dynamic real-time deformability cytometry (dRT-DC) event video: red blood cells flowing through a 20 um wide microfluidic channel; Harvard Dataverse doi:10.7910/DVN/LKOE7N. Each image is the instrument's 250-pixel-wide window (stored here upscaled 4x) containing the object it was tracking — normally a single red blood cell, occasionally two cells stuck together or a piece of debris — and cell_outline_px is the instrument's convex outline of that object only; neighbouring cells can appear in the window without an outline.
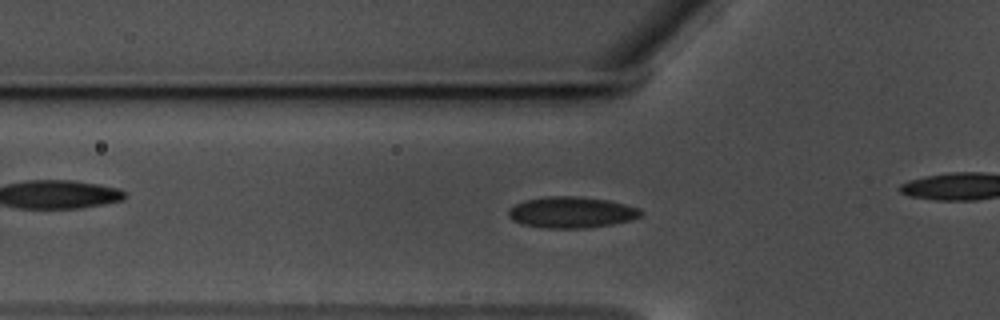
{"species": "common noctule bat (a hibernating species)", "species_latin": "Nyctalus noctula", "temperature_condition": "warm", "stored_images_in_passage": 47, "camera_frame_rate_fps": 3000, "um_per_image_px": 0.085, "animal": {"sex": "male", "body_mass_g": 17.5, "forearm_length_mm": 52.3}, "frame": {"image": 1, "passage_image": 20, "time_ms": 6.333, "image_size_px": [1000, 320], "cell_outline_px": [[644, 212], [640, 216], [632, 220], [612, 224], [584, 228], [548, 228], [524, 224], [512, 220], [508, 216], [508, 208], [524, 200], [548, 196], [576, 196], [608, 200], [640, 208]], "centroid_in_image_um": [48.58, 18.04], "position_along_channel_um": 77.2, "area_um2": 24.04}}
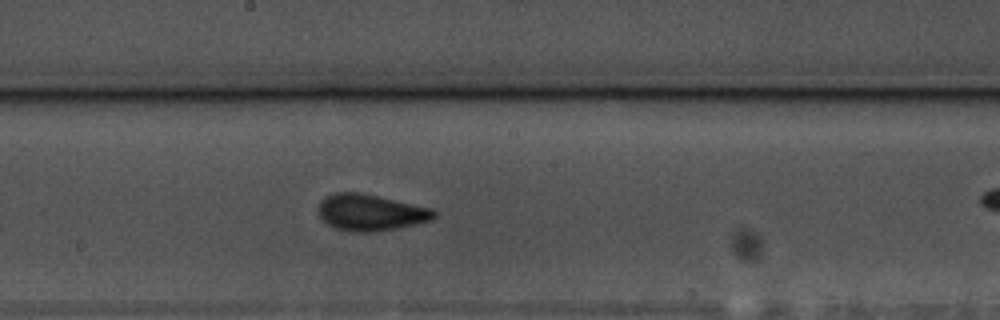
{"frame": {"image": 2, "passage_image": 32, "time_ms": 10.333, "image_size_px": [1000, 320], "cell_outline_px": [[436, 216], [428, 220], [396, 228], [372, 232], [352, 232], [336, 228], [328, 224], [320, 216], [320, 200], [324, 196], [332, 192], [360, 192], [432, 208], [436, 212]], "centroid_in_image_um": [31.46, 18.04], "position_along_channel_um": 216.7, "area_um2": 24.28}}
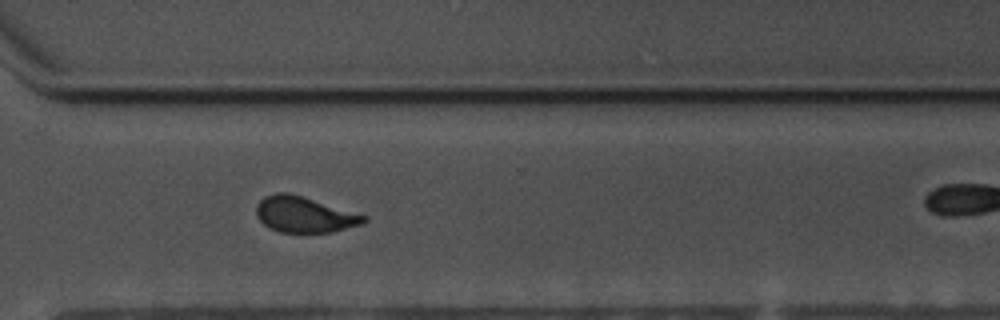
{"frame": {"image": 3, "passage_image": 43, "time_ms": 14.0, "image_size_px": [1000, 320], "cell_outline_px": [[368, 220], [360, 224], [332, 232], [280, 232], [268, 228], [256, 216], [256, 204], [264, 196], [276, 192], [288, 192], [368, 216]], "centroid_in_image_um": [25.83, 18.23], "position_along_channel_um": 344.8, "area_um2": 22.37}}